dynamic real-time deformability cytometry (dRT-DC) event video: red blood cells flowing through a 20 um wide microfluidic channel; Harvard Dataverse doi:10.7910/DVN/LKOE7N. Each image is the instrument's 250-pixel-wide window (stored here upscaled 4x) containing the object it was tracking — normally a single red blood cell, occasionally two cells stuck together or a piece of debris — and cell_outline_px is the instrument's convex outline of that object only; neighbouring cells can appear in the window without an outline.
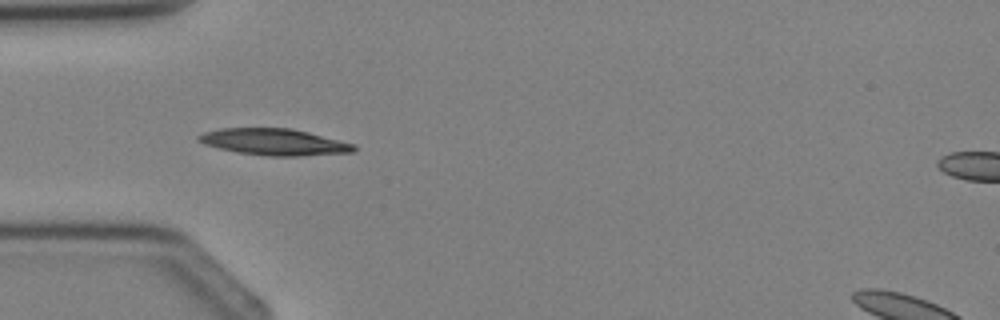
{"species": "Egyptian fruit bat (a non-hibernating species)", "species_latin": "Rousettus aegyptiacus", "temperature_condition": "cold", "stored_images_in_passage": 2, "camera_frame_rate_fps": 3000, "um_per_image_px": 0.085, "animal": {"sex": "female"}, "frame": {"image": 1, "passage_image": 2, "time_ms": 1.0, "image_size_px": [1000, 320], "cell_outline_px": [[356, 152], [296, 156], [272, 156], [240, 152], [220, 148], [204, 144], [196, 140], [196, 136], [204, 132], [220, 128], [292, 128], [356, 144]], "centroid_in_image_um": [23.32, 12.06], "position_along_channel_um": 61.7, "area_um2": 23.93}}